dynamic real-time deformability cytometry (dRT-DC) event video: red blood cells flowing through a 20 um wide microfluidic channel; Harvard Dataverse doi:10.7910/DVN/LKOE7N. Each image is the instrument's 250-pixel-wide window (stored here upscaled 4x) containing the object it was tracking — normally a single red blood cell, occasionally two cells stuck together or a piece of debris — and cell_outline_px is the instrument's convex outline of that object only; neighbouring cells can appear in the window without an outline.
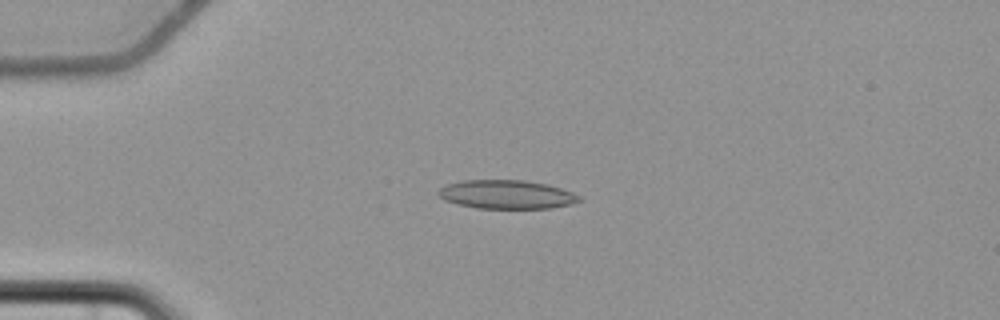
{"species": "common noctule bat (a hibernating species)", "species_latin": "Nyctalus noctula", "temperature_condition": "cold", "stored_images_in_passage": 6, "camera_frame_rate_fps": 3000, "um_per_image_px": 0.085, "animal": {"sex": "female", "body_mass_g": 22.7, "forearm_length_mm": 54.2}, "frame": {"image": 1, "passage_image": 5, "time_ms": 4.667, "image_size_px": [1000, 320], "cell_outline_px": [[584, 200], [572, 204], [552, 208], [476, 208], [444, 200], [436, 192], [440, 188], [448, 184], [464, 180], [524, 180], [548, 184], [572, 192], [580, 196]], "centroid_in_image_um": [43.1, 16.53], "position_along_channel_um": 41.9, "area_um2": 23.58}}